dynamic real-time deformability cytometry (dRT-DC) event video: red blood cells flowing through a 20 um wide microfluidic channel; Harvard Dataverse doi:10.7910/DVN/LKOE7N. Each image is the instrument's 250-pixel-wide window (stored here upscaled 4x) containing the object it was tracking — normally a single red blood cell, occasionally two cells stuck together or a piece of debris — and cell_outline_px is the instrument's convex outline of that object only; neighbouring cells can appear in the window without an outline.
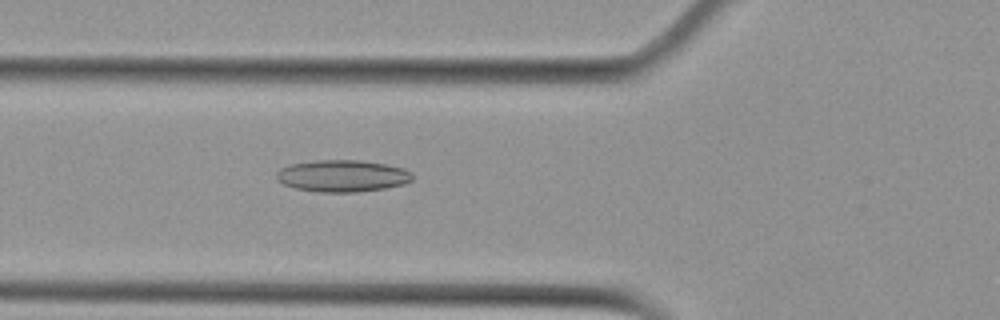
{"species": "Egyptian fruit bat (a non-hibernating species)", "species_latin": "Rousettus aegyptiacus", "temperature_condition": "cold", "stored_images_in_passage": 54, "camera_frame_rate_fps": 3000, "um_per_image_px": 0.085, "animal": {"sex": "female"}, "frame": {"image": 1, "passage_image": 20, "time_ms": 6.333, "image_size_px": [1000, 320], "cell_outline_px": [[412, 180], [404, 184], [384, 188], [356, 192], [320, 192], [296, 188], [284, 184], [276, 180], [276, 172], [280, 168], [292, 164], [316, 160], [360, 160], [388, 164], [404, 168], [412, 172]], "centroid_in_image_um": [29.11, 14.94], "position_along_channel_um": 96.7, "area_um2": 25.32}}
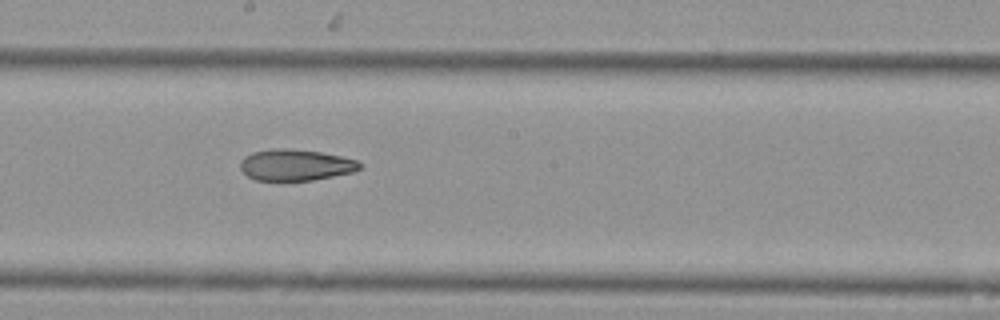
{"frame": {"image": 2, "passage_image": 30, "time_ms": 9.667, "image_size_px": [1000, 320], "cell_outline_px": [[360, 168], [352, 172], [312, 180], [256, 180], [248, 176], [240, 168], [240, 160], [244, 156], [252, 152], [272, 148], [288, 148], [320, 152], [340, 156], [356, 160], [360, 164]], "centroid_in_image_um": [25.07, 14.01], "position_along_channel_um": 223.1, "area_um2": 21.62}}
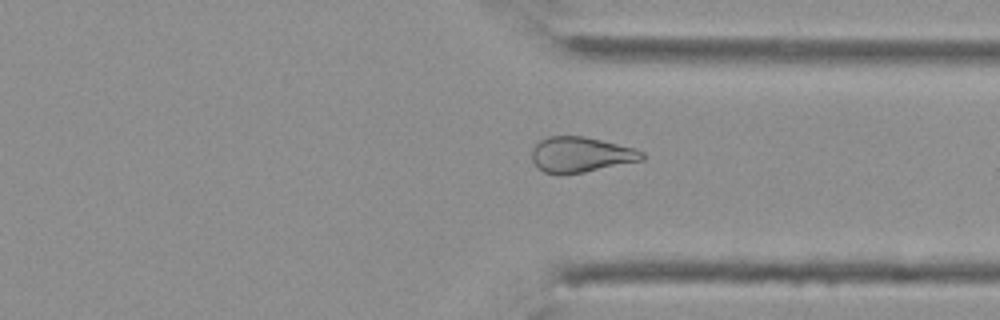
{"frame": {"image": 3, "passage_image": 41, "time_ms": 13.333, "image_size_px": [1000, 320], "cell_outline_px": [[644, 160], [584, 172], [560, 176], [544, 172], [532, 160], [532, 148], [540, 140], [548, 136], [584, 136], [636, 148], [644, 152]], "centroid_in_image_um": [49.38, 13.15], "position_along_channel_um": 362.0, "area_um2": 22.95}, "authors_computed_cell_mechanics": {"area_um2": 25.7788, "velocity_mm_per_s": 3.7908, "shape_relaxation_time_tau1_ms": null, "shape_relaxation_time_tau2_ms": 4.9826, "deformation_change_tau1": null, "deformation_change_tau2": 0.1331}}